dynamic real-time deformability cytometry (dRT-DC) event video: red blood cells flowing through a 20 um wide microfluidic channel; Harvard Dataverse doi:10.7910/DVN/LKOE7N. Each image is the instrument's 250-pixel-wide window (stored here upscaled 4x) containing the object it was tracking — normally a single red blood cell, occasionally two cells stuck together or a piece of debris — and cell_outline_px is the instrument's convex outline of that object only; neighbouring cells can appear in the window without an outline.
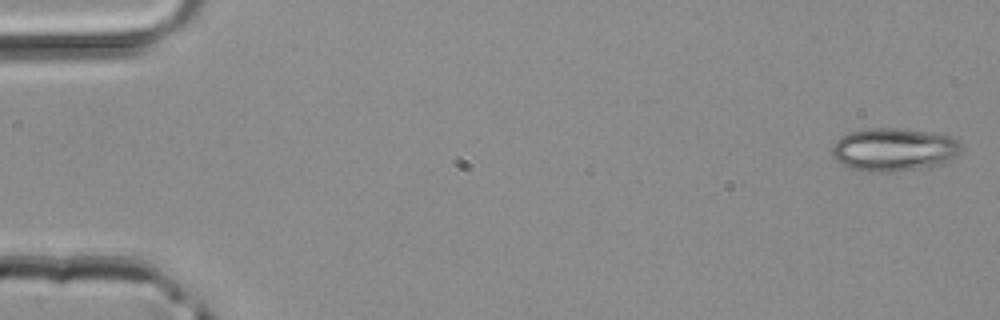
{"species": "common noctule bat (a hibernating species)", "species_latin": "Nyctalus noctula", "temperature_condition": "room temperature", "stored_images_in_passage": 4, "camera_frame_rate_fps": 3000, "um_per_image_px": 0.085, "animal": {"sex": "male", "body_mass_g": 20.4}, "frame": {"image": 1, "passage_image": 1, "time_ms": 0.0, "image_size_px": [1000, 320], "cell_outline_px": [[960, 148], [944, 164], [928, 168], [888, 172], [868, 172], [852, 168], [836, 160], [832, 156], [832, 144], [840, 136], [864, 128], [904, 128], [952, 136], [960, 144]], "centroid_in_image_um": [75.94, 12.71], "position_along_channel_um": 9.1, "area_um2": 32.54}}